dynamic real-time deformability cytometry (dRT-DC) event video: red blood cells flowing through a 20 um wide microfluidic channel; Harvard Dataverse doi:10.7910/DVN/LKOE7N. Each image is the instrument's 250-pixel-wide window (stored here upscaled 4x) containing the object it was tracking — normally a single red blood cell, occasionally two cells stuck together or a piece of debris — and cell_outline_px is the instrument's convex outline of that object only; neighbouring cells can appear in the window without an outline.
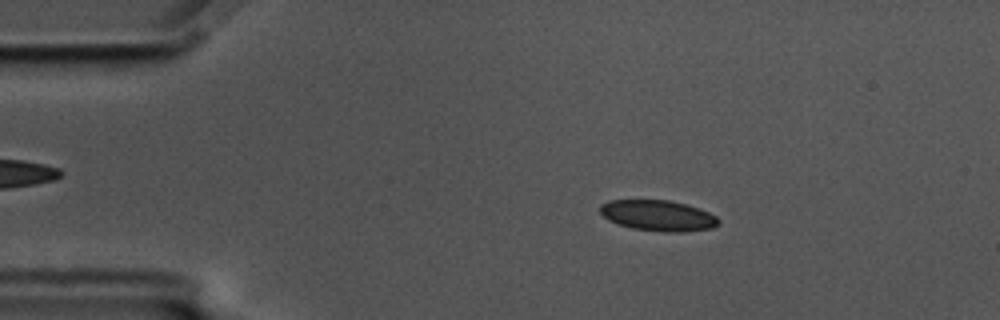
{"species": "common noctule bat (a hibernating species)", "species_latin": "Nyctalus noctula", "temperature_condition": "cold", "stored_images_in_passage": 58, "camera_frame_rate_fps": 3000, "um_per_image_px": 0.085, "animal": {"sex": "male", "body_mass_g": 17.5, "forearm_length_mm": 52.3}, "frame": {"image": 1, "passage_image": 10, "time_ms": 3.0, "image_size_px": [1000, 320], "cell_outline_px": [[720, 224], [712, 228], [680, 232], [664, 232], [632, 228], [608, 220], [600, 212], [600, 204], [608, 200], [668, 200], [684, 204], [708, 212], [716, 216], [720, 220]], "centroid_in_image_um": [55.93, 18.32], "position_along_channel_um": 29.1, "area_um2": 21.1}}
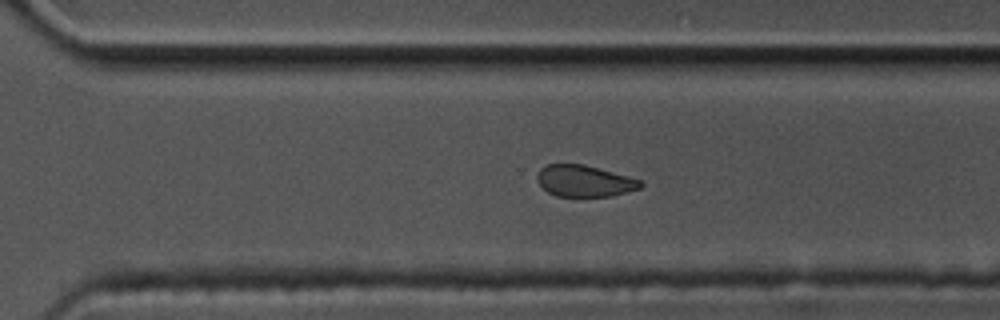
{"frame": {"image": 2, "passage_image": 40, "time_ms": 13.0, "image_size_px": [1000, 320], "cell_outline_px": [[644, 184], [640, 188], [612, 196], [556, 196], [548, 192], [536, 180], [536, 176], [540, 168], [548, 164], [584, 164], [628, 176], [640, 180]], "centroid_in_image_um": [49.66, 15.38], "position_along_channel_um": 320.9, "area_um2": 18.9}}
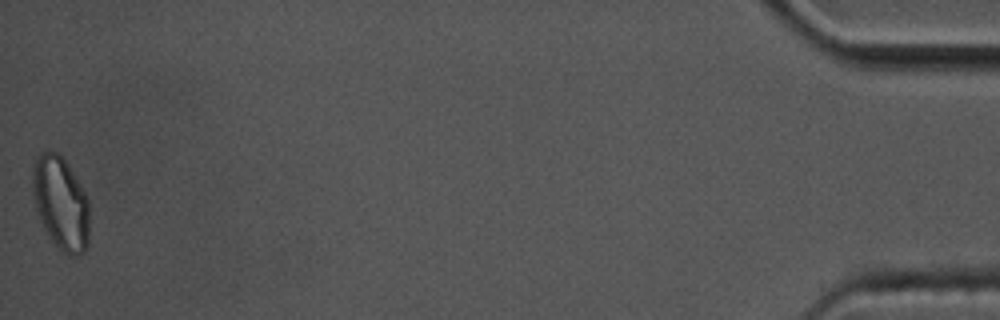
{"frame": {"image": 3, "passage_image": 58, "time_ms": 19.0, "image_size_px": [1000, 320], "cell_outline_px": [[88, 248], [84, 252], [76, 256], [68, 256], [52, 240], [44, 228], [36, 212], [32, 192], [32, 168], [36, 156], [40, 152], [56, 152], [68, 164], [80, 184], [88, 200]], "centroid_in_image_um": [5.15, 17.27], "position_along_channel_um": 430.1, "area_um2": 30.87}, "authors_computed_cell_mechanics": {"area_um2": 21.1548, "velocity_mm_per_s": 3.44, "shape_relaxation_time_tau1_ms": 5.1355, "shape_relaxation_time_tau2_ms": 3.3596, "deformation_change_tau1": 0.0975, "deformation_change_tau2": 0.0722}}